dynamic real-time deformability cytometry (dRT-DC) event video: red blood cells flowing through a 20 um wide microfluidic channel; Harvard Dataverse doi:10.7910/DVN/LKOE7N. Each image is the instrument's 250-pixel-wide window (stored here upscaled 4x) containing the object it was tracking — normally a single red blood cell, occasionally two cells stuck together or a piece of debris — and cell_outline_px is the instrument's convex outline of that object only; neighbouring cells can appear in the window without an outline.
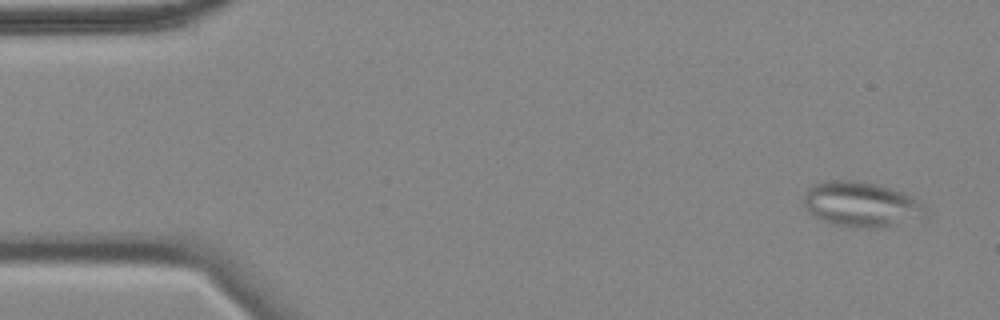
{"species": "common noctule bat (a hibernating species)", "species_latin": "Nyctalus noctula", "temperature_condition": "cold", "stored_images_in_passage": 57, "segment_of_instrument_passage": [1, 2], "camera_frame_rate_fps": 3000, "um_per_image_px": 0.085, "animal": {"sex": "female", "body_mass_g": 18.4}, "frame": {"image": 1, "passage_image": 3, "time_ms": 0.667, "image_size_px": [1000, 320], "cell_outline_px": [[928, 208], [924, 220], [880, 228], [856, 228], [832, 224], [820, 220], [808, 212], [804, 208], [804, 196], [808, 188], [812, 184], [828, 180], [856, 180], [876, 184], [904, 192], [920, 200]], "centroid_in_image_um": [73.27, 17.39], "position_along_channel_um": 11.7, "area_um2": 33.0}}